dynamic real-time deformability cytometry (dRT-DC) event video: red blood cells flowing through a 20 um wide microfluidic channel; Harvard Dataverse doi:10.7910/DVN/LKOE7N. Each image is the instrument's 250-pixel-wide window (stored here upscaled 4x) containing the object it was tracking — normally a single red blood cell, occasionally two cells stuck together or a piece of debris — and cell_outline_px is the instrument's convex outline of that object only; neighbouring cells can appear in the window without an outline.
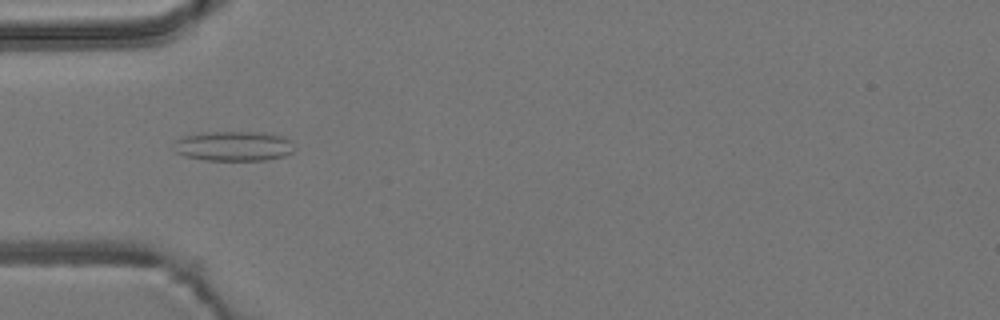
{"species": "common noctule bat (a hibernating species)", "species_latin": "Nyctalus noctula", "temperature_condition": "room temperature", "stored_images_in_passage": 38, "camera_frame_rate_fps": 3000, "um_per_image_px": 0.085, "animal": {"sex": "male", "body_mass_g": 19.2, "forearm_length_mm": 51.8}, "frame": {"image": 1, "passage_image": 2, "time_ms": 0.333, "image_size_px": [1000, 320], "cell_outline_px": [[296, 148], [292, 152], [284, 156], [264, 160], [204, 160], [184, 156], [176, 152], [176, 140], [184, 136], [200, 132], [272, 132], [284, 136]], "centroid_in_image_um": [19.9, 12.4], "position_along_channel_um": 65.1, "area_um2": 21.1}}
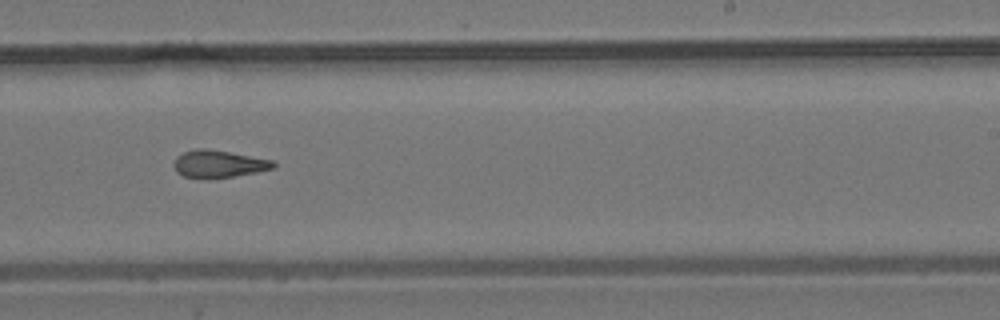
{"frame": {"image": 2, "passage_image": 18, "time_ms": 5.667, "image_size_px": [1000, 320], "cell_outline_px": [[276, 168], [256, 172], [208, 180], [200, 180], [184, 176], [176, 172], [172, 164], [176, 156], [184, 152], [196, 148], [204, 148], [228, 152], [272, 160], [276, 164]], "centroid_in_image_um": [18.52, 13.96], "position_along_channel_um": 270.5, "area_um2": 16.13}}
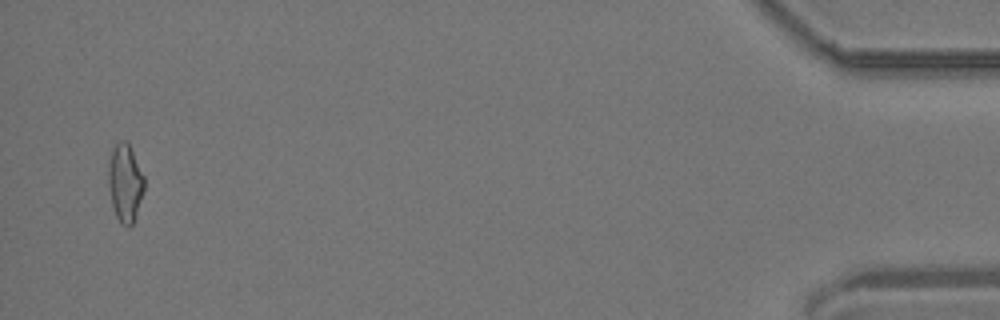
{"frame": {"image": 3, "passage_image": 37, "time_ms": 12.0, "image_size_px": [1000, 320], "cell_outline_px": [[144, 192], [132, 224], [128, 228], [120, 224], [116, 216], [112, 204], [108, 184], [108, 164], [112, 148], [120, 140], [128, 140], [144, 176]], "centroid_in_image_um": [10.63, 15.52], "position_along_channel_um": 424.6, "area_um2": 16.47}, "authors_computed_cell_mechanics": {"area_um2": 16.1262, "velocity_mm_per_s": 3.848, "shape_relaxation_time_tau1_ms": null, "shape_relaxation_time_tau2_ms": 6.978, "deformation_change_tau1": null, "deformation_change_tau2": 0.1764}}